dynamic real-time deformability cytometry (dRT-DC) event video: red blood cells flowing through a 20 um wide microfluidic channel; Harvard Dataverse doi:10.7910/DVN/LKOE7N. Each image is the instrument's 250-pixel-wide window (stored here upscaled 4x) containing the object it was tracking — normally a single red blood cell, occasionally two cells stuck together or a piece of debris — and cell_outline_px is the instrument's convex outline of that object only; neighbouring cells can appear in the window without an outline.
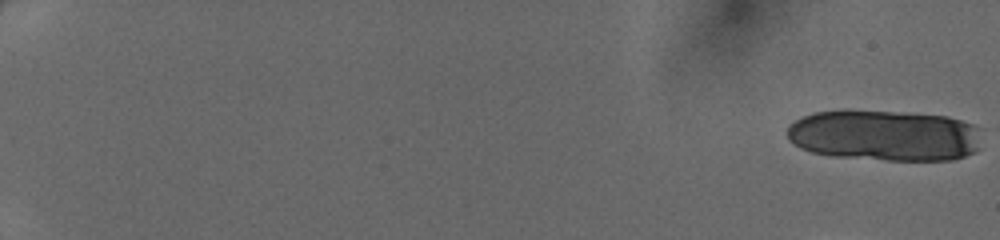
{"species": "human", "species_latin": "Homo sapiens", "temperature_condition": "cold", "stored_images_in_passage": 17, "camera_frame_rate_fps": 3000, "um_per_image_px": 0.085, "donor": {"sex": "female"}, "frame": {"image": 1, "passage_image": 1, "time_ms": 0.0, "image_size_px": [1000, 240], "cell_outline_px": [[976, 152], [952, 160], [888, 160], [836, 156], [812, 152], [800, 148], [788, 140], [788, 124], [812, 112], [840, 108], [848, 108], [948, 116], [972, 124], [976, 128]], "centroid_in_image_um": [75.08, 11.48], "position_along_channel_um": 9.9, "area_um2": 58.26}}